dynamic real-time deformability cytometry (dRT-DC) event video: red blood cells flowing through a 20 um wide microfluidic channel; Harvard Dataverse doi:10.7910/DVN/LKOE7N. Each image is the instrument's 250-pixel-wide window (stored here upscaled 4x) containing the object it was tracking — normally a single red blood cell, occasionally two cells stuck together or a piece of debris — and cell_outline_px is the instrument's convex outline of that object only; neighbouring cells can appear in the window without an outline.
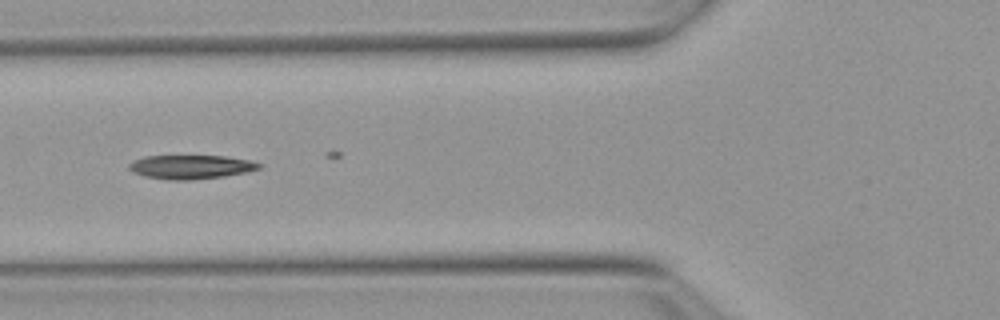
{"species": "Egyptian fruit bat (a non-hibernating species)", "species_latin": "Rousettus aegyptiacus", "temperature_condition": "warm", "stored_images_in_passage": 32, "camera_frame_rate_fps": 3000, "um_per_image_px": 0.085, "animal": {"sex": "female"}, "frame": {"image": 1, "passage_image": 5, "time_ms": 1.333, "image_size_px": [1000, 320], "cell_outline_px": [[260, 168], [248, 172], [224, 176], [192, 180], [168, 180], [144, 176], [132, 172], [128, 168], [128, 164], [132, 160], [144, 156], [224, 156], [248, 160], [260, 164]], "centroid_in_image_um": [16.16, 14.19], "position_along_channel_um": 109.6, "area_um2": 18.15}}
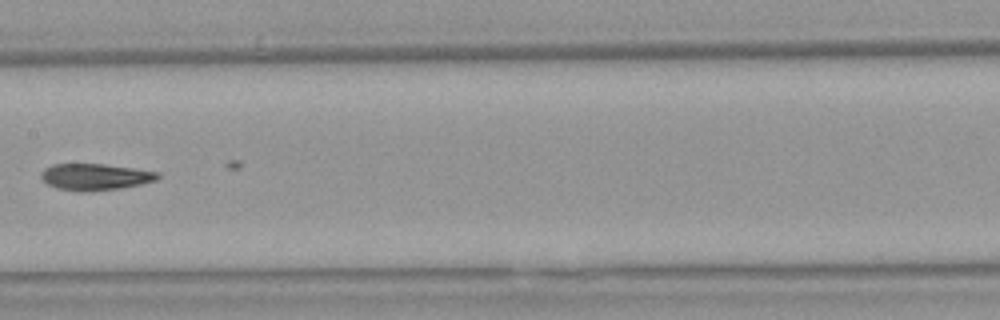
{"frame": {"image": 2, "passage_image": 12, "time_ms": 3.667, "image_size_px": [1000, 320], "cell_outline_px": [[160, 176], [156, 180], [140, 184], [120, 188], [84, 192], [76, 192], [56, 188], [48, 184], [40, 176], [40, 172], [44, 168], [52, 164], [104, 164], [160, 172]], "centroid_in_image_um": [8.06, 15.03], "position_along_channel_um": 199.3, "area_um2": 18.09}}
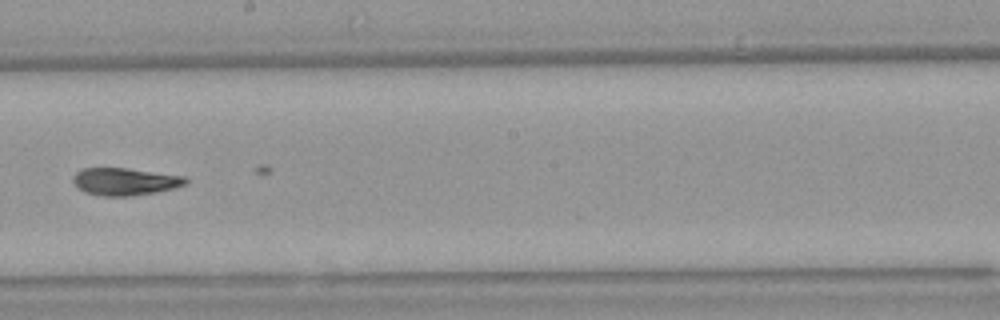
{"frame": {"image": 3, "passage_image": 15, "time_ms": 4.667, "image_size_px": [1000, 320], "cell_outline_px": [[188, 184], [156, 192], [132, 196], [104, 196], [84, 192], [76, 188], [72, 180], [72, 176], [80, 168], [128, 168], [184, 176], [188, 180]], "centroid_in_image_um": [10.58, 15.43], "position_along_channel_um": 237.6, "area_um2": 18.15}}